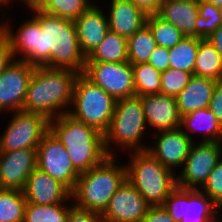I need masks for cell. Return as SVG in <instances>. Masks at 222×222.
I'll list each match as a JSON object with an SVG mask.
<instances>
[{
    "label": "cell",
    "instance_id": "obj_45",
    "mask_svg": "<svg viewBox=\"0 0 222 222\" xmlns=\"http://www.w3.org/2000/svg\"><path fill=\"white\" fill-rule=\"evenodd\" d=\"M207 3H210L216 7L222 8V0H203Z\"/></svg>",
    "mask_w": 222,
    "mask_h": 222
},
{
    "label": "cell",
    "instance_id": "obj_3",
    "mask_svg": "<svg viewBox=\"0 0 222 222\" xmlns=\"http://www.w3.org/2000/svg\"><path fill=\"white\" fill-rule=\"evenodd\" d=\"M49 131L65 147L74 168L80 174L109 156L104 146V135L68 113L49 120Z\"/></svg>",
    "mask_w": 222,
    "mask_h": 222
},
{
    "label": "cell",
    "instance_id": "obj_1",
    "mask_svg": "<svg viewBox=\"0 0 222 222\" xmlns=\"http://www.w3.org/2000/svg\"><path fill=\"white\" fill-rule=\"evenodd\" d=\"M28 10L33 11V16L23 20L16 31L12 21H5L8 12L1 14L0 33L7 39L14 58L35 67L84 73L86 57L81 52L74 21L44 13L37 7Z\"/></svg>",
    "mask_w": 222,
    "mask_h": 222
},
{
    "label": "cell",
    "instance_id": "obj_11",
    "mask_svg": "<svg viewBox=\"0 0 222 222\" xmlns=\"http://www.w3.org/2000/svg\"><path fill=\"white\" fill-rule=\"evenodd\" d=\"M83 74L115 100L135 95L133 69L128 61L86 62Z\"/></svg>",
    "mask_w": 222,
    "mask_h": 222
},
{
    "label": "cell",
    "instance_id": "obj_21",
    "mask_svg": "<svg viewBox=\"0 0 222 222\" xmlns=\"http://www.w3.org/2000/svg\"><path fill=\"white\" fill-rule=\"evenodd\" d=\"M198 4L197 0H162L157 15L177 27L185 36L195 37Z\"/></svg>",
    "mask_w": 222,
    "mask_h": 222
},
{
    "label": "cell",
    "instance_id": "obj_40",
    "mask_svg": "<svg viewBox=\"0 0 222 222\" xmlns=\"http://www.w3.org/2000/svg\"><path fill=\"white\" fill-rule=\"evenodd\" d=\"M14 59L7 39L0 33V76Z\"/></svg>",
    "mask_w": 222,
    "mask_h": 222
},
{
    "label": "cell",
    "instance_id": "obj_16",
    "mask_svg": "<svg viewBox=\"0 0 222 222\" xmlns=\"http://www.w3.org/2000/svg\"><path fill=\"white\" fill-rule=\"evenodd\" d=\"M35 168H37V149L0 151V189L22 191Z\"/></svg>",
    "mask_w": 222,
    "mask_h": 222
},
{
    "label": "cell",
    "instance_id": "obj_42",
    "mask_svg": "<svg viewBox=\"0 0 222 222\" xmlns=\"http://www.w3.org/2000/svg\"><path fill=\"white\" fill-rule=\"evenodd\" d=\"M222 56V25L206 38Z\"/></svg>",
    "mask_w": 222,
    "mask_h": 222
},
{
    "label": "cell",
    "instance_id": "obj_26",
    "mask_svg": "<svg viewBox=\"0 0 222 222\" xmlns=\"http://www.w3.org/2000/svg\"><path fill=\"white\" fill-rule=\"evenodd\" d=\"M128 62L131 65L148 63L151 54L158 46L149 26L145 24L127 39Z\"/></svg>",
    "mask_w": 222,
    "mask_h": 222
},
{
    "label": "cell",
    "instance_id": "obj_35",
    "mask_svg": "<svg viewBox=\"0 0 222 222\" xmlns=\"http://www.w3.org/2000/svg\"><path fill=\"white\" fill-rule=\"evenodd\" d=\"M222 211V158L200 188Z\"/></svg>",
    "mask_w": 222,
    "mask_h": 222
},
{
    "label": "cell",
    "instance_id": "obj_18",
    "mask_svg": "<svg viewBox=\"0 0 222 222\" xmlns=\"http://www.w3.org/2000/svg\"><path fill=\"white\" fill-rule=\"evenodd\" d=\"M22 192L28 203L39 205H53L71 200V191L64 184L38 168L28 177Z\"/></svg>",
    "mask_w": 222,
    "mask_h": 222
},
{
    "label": "cell",
    "instance_id": "obj_41",
    "mask_svg": "<svg viewBox=\"0 0 222 222\" xmlns=\"http://www.w3.org/2000/svg\"><path fill=\"white\" fill-rule=\"evenodd\" d=\"M128 1L137 6L147 16L158 14L162 4V0H128Z\"/></svg>",
    "mask_w": 222,
    "mask_h": 222
},
{
    "label": "cell",
    "instance_id": "obj_43",
    "mask_svg": "<svg viewBox=\"0 0 222 222\" xmlns=\"http://www.w3.org/2000/svg\"><path fill=\"white\" fill-rule=\"evenodd\" d=\"M17 1H19V0H17ZM22 3L21 4H23L24 3V5H25V7H23V8H26V6H27V9H29V8H33V7H38L44 0H20Z\"/></svg>",
    "mask_w": 222,
    "mask_h": 222
},
{
    "label": "cell",
    "instance_id": "obj_28",
    "mask_svg": "<svg viewBox=\"0 0 222 222\" xmlns=\"http://www.w3.org/2000/svg\"><path fill=\"white\" fill-rule=\"evenodd\" d=\"M202 38L185 36L174 47L169 48L170 68L193 73L199 42Z\"/></svg>",
    "mask_w": 222,
    "mask_h": 222
},
{
    "label": "cell",
    "instance_id": "obj_14",
    "mask_svg": "<svg viewBox=\"0 0 222 222\" xmlns=\"http://www.w3.org/2000/svg\"><path fill=\"white\" fill-rule=\"evenodd\" d=\"M149 207L143 196L125 180L101 215L104 222H141Z\"/></svg>",
    "mask_w": 222,
    "mask_h": 222
},
{
    "label": "cell",
    "instance_id": "obj_25",
    "mask_svg": "<svg viewBox=\"0 0 222 222\" xmlns=\"http://www.w3.org/2000/svg\"><path fill=\"white\" fill-rule=\"evenodd\" d=\"M194 75L222 81V56L206 38L199 42Z\"/></svg>",
    "mask_w": 222,
    "mask_h": 222
},
{
    "label": "cell",
    "instance_id": "obj_7",
    "mask_svg": "<svg viewBox=\"0 0 222 222\" xmlns=\"http://www.w3.org/2000/svg\"><path fill=\"white\" fill-rule=\"evenodd\" d=\"M115 105L116 100L110 94L83 73H79L74 83L73 100L68 114L104 135L110 126Z\"/></svg>",
    "mask_w": 222,
    "mask_h": 222
},
{
    "label": "cell",
    "instance_id": "obj_10",
    "mask_svg": "<svg viewBox=\"0 0 222 222\" xmlns=\"http://www.w3.org/2000/svg\"><path fill=\"white\" fill-rule=\"evenodd\" d=\"M221 158L218 142H193L182 168L176 174L177 186L200 189Z\"/></svg>",
    "mask_w": 222,
    "mask_h": 222
},
{
    "label": "cell",
    "instance_id": "obj_23",
    "mask_svg": "<svg viewBox=\"0 0 222 222\" xmlns=\"http://www.w3.org/2000/svg\"><path fill=\"white\" fill-rule=\"evenodd\" d=\"M180 129L193 142L198 140H194V133L202 134V140L198 142H217L222 132V125L209 108H204L181 116Z\"/></svg>",
    "mask_w": 222,
    "mask_h": 222
},
{
    "label": "cell",
    "instance_id": "obj_37",
    "mask_svg": "<svg viewBox=\"0 0 222 222\" xmlns=\"http://www.w3.org/2000/svg\"><path fill=\"white\" fill-rule=\"evenodd\" d=\"M148 63L158 71L164 72L170 68L169 49L162 46H157L151 54Z\"/></svg>",
    "mask_w": 222,
    "mask_h": 222
},
{
    "label": "cell",
    "instance_id": "obj_15",
    "mask_svg": "<svg viewBox=\"0 0 222 222\" xmlns=\"http://www.w3.org/2000/svg\"><path fill=\"white\" fill-rule=\"evenodd\" d=\"M152 134V139L155 140L152 141V146H148L147 151L162 165L176 173L175 169L182 168L193 141L180 128Z\"/></svg>",
    "mask_w": 222,
    "mask_h": 222
},
{
    "label": "cell",
    "instance_id": "obj_31",
    "mask_svg": "<svg viewBox=\"0 0 222 222\" xmlns=\"http://www.w3.org/2000/svg\"><path fill=\"white\" fill-rule=\"evenodd\" d=\"M94 2L93 0H44L37 8L44 13L75 21Z\"/></svg>",
    "mask_w": 222,
    "mask_h": 222
},
{
    "label": "cell",
    "instance_id": "obj_9",
    "mask_svg": "<svg viewBox=\"0 0 222 222\" xmlns=\"http://www.w3.org/2000/svg\"><path fill=\"white\" fill-rule=\"evenodd\" d=\"M9 124L0 134V151L31 148L37 149L43 136L49 131V119L26 110L11 113Z\"/></svg>",
    "mask_w": 222,
    "mask_h": 222
},
{
    "label": "cell",
    "instance_id": "obj_12",
    "mask_svg": "<svg viewBox=\"0 0 222 222\" xmlns=\"http://www.w3.org/2000/svg\"><path fill=\"white\" fill-rule=\"evenodd\" d=\"M37 168L60 181L70 191L80 173L74 168L65 147L48 131L37 147Z\"/></svg>",
    "mask_w": 222,
    "mask_h": 222
},
{
    "label": "cell",
    "instance_id": "obj_22",
    "mask_svg": "<svg viewBox=\"0 0 222 222\" xmlns=\"http://www.w3.org/2000/svg\"><path fill=\"white\" fill-rule=\"evenodd\" d=\"M217 81L193 75L187 86L175 97L180 116L209 107Z\"/></svg>",
    "mask_w": 222,
    "mask_h": 222
},
{
    "label": "cell",
    "instance_id": "obj_30",
    "mask_svg": "<svg viewBox=\"0 0 222 222\" xmlns=\"http://www.w3.org/2000/svg\"><path fill=\"white\" fill-rule=\"evenodd\" d=\"M135 95L145 96L159 94L161 87V72L149 63L132 65Z\"/></svg>",
    "mask_w": 222,
    "mask_h": 222
},
{
    "label": "cell",
    "instance_id": "obj_46",
    "mask_svg": "<svg viewBox=\"0 0 222 222\" xmlns=\"http://www.w3.org/2000/svg\"><path fill=\"white\" fill-rule=\"evenodd\" d=\"M217 142H218L220 152H221V156H222V132H221L220 137H219Z\"/></svg>",
    "mask_w": 222,
    "mask_h": 222
},
{
    "label": "cell",
    "instance_id": "obj_33",
    "mask_svg": "<svg viewBox=\"0 0 222 222\" xmlns=\"http://www.w3.org/2000/svg\"><path fill=\"white\" fill-rule=\"evenodd\" d=\"M198 12L199 16L195 25V37L205 39L222 25V8L199 0Z\"/></svg>",
    "mask_w": 222,
    "mask_h": 222
},
{
    "label": "cell",
    "instance_id": "obj_19",
    "mask_svg": "<svg viewBox=\"0 0 222 222\" xmlns=\"http://www.w3.org/2000/svg\"><path fill=\"white\" fill-rule=\"evenodd\" d=\"M94 2L75 21L77 38L81 52L87 57L102 43L109 31V22L106 13Z\"/></svg>",
    "mask_w": 222,
    "mask_h": 222
},
{
    "label": "cell",
    "instance_id": "obj_2",
    "mask_svg": "<svg viewBox=\"0 0 222 222\" xmlns=\"http://www.w3.org/2000/svg\"><path fill=\"white\" fill-rule=\"evenodd\" d=\"M77 71L66 68L35 67L29 81L23 110L51 120L67 114L73 100Z\"/></svg>",
    "mask_w": 222,
    "mask_h": 222
},
{
    "label": "cell",
    "instance_id": "obj_38",
    "mask_svg": "<svg viewBox=\"0 0 222 222\" xmlns=\"http://www.w3.org/2000/svg\"><path fill=\"white\" fill-rule=\"evenodd\" d=\"M208 108L222 125V81H217Z\"/></svg>",
    "mask_w": 222,
    "mask_h": 222
},
{
    "label": "cell",
    "instance_id": "obj_20",
    "mask_svg": "<svg viewBox=\"0 0 222 222\" xmlns=\"http://www.w3.org/2000/svg\"><path fill=\"white\" fill-rule=\"evenodd\" d=\"M106 8L109 31L129 38L142 28L147 21V15L128 0H110Z\"/></svg>",
    "mask_w": 222,
    "mask_h": 222
},
{
    "label": "cell",
    "instance_id": "obj_39",
    "mask_svg": "<svg viewBox=\"0 0 222 222\" xmlns=\"http://www.w3.org/2000/svg\"><path fill=\"white\" fill-rule=\"evenodd\" d=\"M141 222H176L162 206H150Z\"/></svg>",
    "mask_w": 222,
    "mask_h": 222
},
{
    "label": "cell",
    "instance_id": "obj_4",
    "mask_svg": "<svg viewBox=\"0 0 222 222\" xmlns=\"http://www.w3.org/2000/svg\"><path fill=\"white\" fill-rule=\"evenodd\" d=\"M117 159L109 155L100 164L79 175L71 191L73 205L101 214L104 212L114 193L126 180V165L118 164Z\"/></svg>",
    "mask_w": 222,
    "mask_h": 222
},
{
    "label": "cell",
    "instance_id": "obj_13",
    "mask_svg": "<svg viewBox=\"0 0 222 222\" xmlns=\"http://www.w3.org/2000/svg\"><path fill=\"white\" fill-rule=\"evenodd\" d=\"M35 66L14 59L0 76V114L23 109L29 81Z\"/></svg>",
    "mask_w": 222,
    "mask_h": 222
},
{
    "label": "cell",
    "instance_id": "obj_17",
    "mask_svg": "<svg viewBox=\"0 0 222 222\" xmlns=\"http://www.w3.org/2000/svg\"><path fill=\"white\" fill-rule=\"evenodd\" d=\"M147 127L153 128L152 133L175 130L180 128L181 116L176 99L163 94H149L140 96Z\"/></svg>",
    "mask_w": 222,
    "mask_h": 222
},
{
    "label": "cell",
    "instance_id": "obj_44",
    "mask_svg": "<svg viewBox=\"0 0 222 222\" xmlns=\"http://www.w3.org/2000/svg\"><path fill=\"white\" fill-rule=\"evenodd\" d=\"M13 1L14 0H0V11H2V12H4L5 11V9L4 10H2V8L1 7H6L7 6V8L10 6L11 7V4L13 3Z\"/></svg>",
    "mask_w": 222,
    "mask_h": 222
},
{
    "label": "cell",
    "instance_id": "obj_6",
    "mask_svg": "<svg viewBox=\"0 0 222 222\" xmlns=\"http://www.w3.org/2000/svg\"><path fill=\"white\" fill-rule=\"evenodd\" d=\"M147 129L140 96L134 95L116 100L110 126L104 134L107 154L117 156L116 149L120 151V148L128 150L127 152L147 150V142L142 143Z\"/></svg>",
    "mask_w": 222,
    "mask_h": 222
},
{
    "label": "cell",
    "instance_id": "obj_32",
    "mask_svg": "<svg viewBox=\"0 0 222 222\" xmlns=\"http://www.w3.org/2000/svg\"><path fill=\"white\" fill-rule=\"evenodd\" d=\"M146 24L153 33L158 46L172 48L179 43L185 35L171 23L164 21L157 14L148 15Z\"/></svg>",
    "mask_w": 222,
    "mask_h": 222
},
{
    "label": "cell",
    "instance_id": "obj_27",
    "mask_svg": "<svg viewBox=\"0 0 222 222\" xmlns=\"http://www.w3.org/2000/svg\"><path fill=\"white\" fill-rule=\"evenodd\" d=\"M73 200L53 205L26 202L23 222H67ZM66 203V204H65ZM72 203V205H71Z\"/></svg>",
    "mask_w": 222,
    "mask_h": 222
},
{
    "label": "cell",
    "instance_id": "obj_36",
    "mask_svg": "<svg viewBox=\"0 0 222 222\" xmlns=\"http://www.w3.org/2000/svg\"><path fill=\"white\" fill-rule=\"evenodd\" d=\"M67 222H104L101 213L84 210L75 205L70 209Z\"/></svg>",
    "mask_w": 222,
    "mask_h": 222
},
{
    "label": "cell",
    "instance_id": "obj_5",
    "mask_svg": "<svg viewBox=\"0 0 222 222\" xmlns=\"http://www.w3.org/2000/svg\"><path fill=\"white\" fill-rule=\"evenodd\" d=\"M126 180L150 206H162L177 187L176 173L162 165L147 150L128 152Z\"/></svg>",
    "mask_w": 222,
    "mask_h": 222
},
{
    "label": "cell",
    "instance_id": "obj_8",
    "mask_svg": "<svg viewBox=\"0 0 222 222\" xmlns=\"http://www.w3.org/2000/svg\"><path fill=\"white\" fill-rule=\"evenodd\" d=\"M162 207L176 222H222L221 210L200 189L177 186Z\"/></svg>",
    "mask_w": 222,
    "mask_h": 222
},
{
    "label": "cell",
    "instance_id": "obj_29",
    "mask_svg": "<svg viewBox=\"0 0 222 222\" xmlns=\"http://www.w3.org/2000/svg\"><path fill=\"white\" fill-rule=\"evenodd\" d=\"M26 202L21 190L0 189V222H23Z\"/></svg>",
    "mask_w": 222,
    "mask_h": 222
},
{
    "label": "cell",
    "instance_id": "obj_34",
    "mask_svg": "<svg viewBox=\"0 0 222 222\" xmlns=\"http://www.w3.org/2000/svg\"><path fill=\"white\" fill-rule=\"evenodd\" d=\"M193 73L168 68L161 72L160 94L176 97L190 82Z\"/></svg>",
    "mask_w": 222,
    "mask_h": 222
},
{
    "label": "cell",
    "instance_id": "obj_24",
    "mask_svg": "<svg viewBox=\"0 0 222 222\" xmlns=\"http://www.w3.org/2000/svg\"><path fill=\"white\" fill-rule=\"evenodd\" d=\"M128 61L127 38L108 31L104 40L87 57L86 62L121 63Z\"/></svg>",
    "mask_w": 222,
    "mask_h": 222
}]
</instances>
